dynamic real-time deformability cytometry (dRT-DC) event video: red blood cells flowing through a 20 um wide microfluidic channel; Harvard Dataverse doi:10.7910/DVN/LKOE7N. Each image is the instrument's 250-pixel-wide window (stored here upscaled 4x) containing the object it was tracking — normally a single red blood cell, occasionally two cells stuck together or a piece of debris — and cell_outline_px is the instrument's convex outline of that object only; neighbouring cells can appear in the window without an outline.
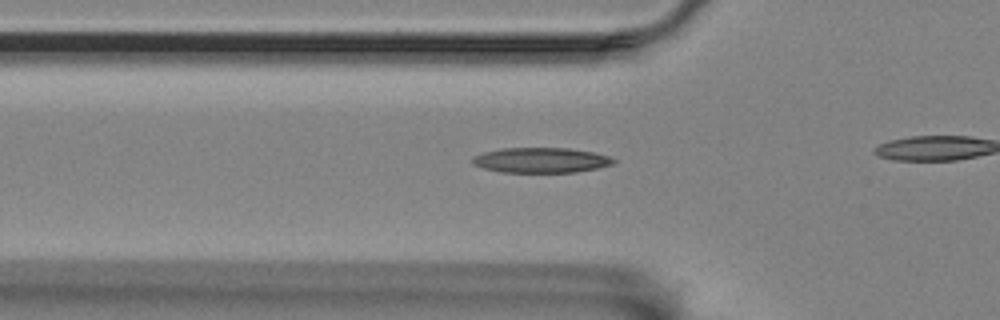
{"species": "Egyptian fruit bat (a non-hibernating species)", "species_latin": "Rousettus aegyptiacus", "temperature_condition": "room temperature", "stored_images_in_passage": 30, "camera_frame_rate_fps": 3000, "um_per_image_px": 0.085, "animal": {"sex": "female"}, "frame": {"image": 1, "passage_image": 4, "time_ms": 1.0, "image_size_px": [1000, 320], "cell_outline_px": [[616, 164], [576, 172], [500, 172], [484, 168], [472, 164], [472, 156], [484, 152], [504, 148], [568, 148], [592, 152], [608, 156], [616, 160]], "centroid_in_image_um": [45.98, 13.62], "position_along_channel_um": 79.8, "area_um2": 20.63}}
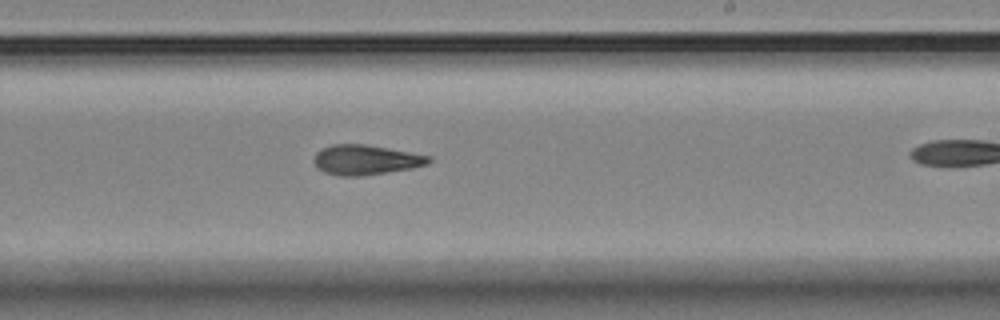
{"frame": {"image": 2, "passage_image": 19, "time_ms": 6.0, "image_size_px": [1000, 320], "cell_outline_px": [[432, 160], [428, 164], [412, 168], [388, 172], [360, 176], [340, 176], [324, 172], [316, 168], [312, 160], [316, 152], [332, 144], [364, 144], [432, 156]], "centroid_in_image_um": [31.06, 13.59], "position_along_channel_um": 257.9, "area_um2": 20.06}}
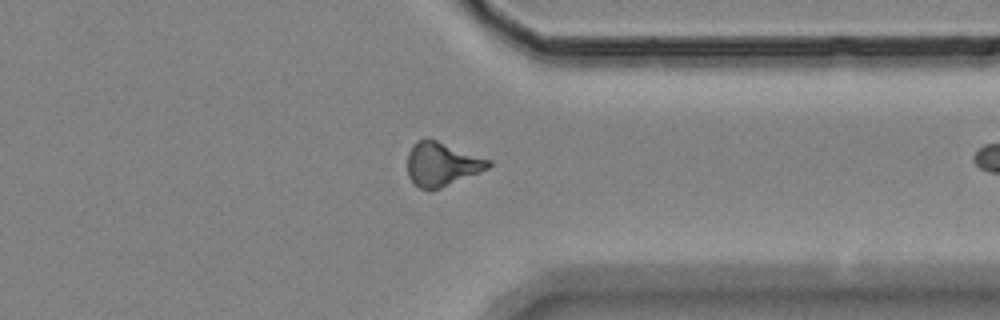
{"frame": {"image": 3, "passage_image": 29, "time_ms": 9.333, "image_size_px": [1000, 320], "cell_outline_px": [[492, 164], [488, 168], [480, 172], [440, 188], [428, 192], [412, 184], [408, 176], [408, 152], [412, 144], [420, 140], [436, 140], [492, 160]], "centroid_in_image_um": [37.54, 13.98], "position_along_channel_um": 373.9, "area_um2": 20.69}}